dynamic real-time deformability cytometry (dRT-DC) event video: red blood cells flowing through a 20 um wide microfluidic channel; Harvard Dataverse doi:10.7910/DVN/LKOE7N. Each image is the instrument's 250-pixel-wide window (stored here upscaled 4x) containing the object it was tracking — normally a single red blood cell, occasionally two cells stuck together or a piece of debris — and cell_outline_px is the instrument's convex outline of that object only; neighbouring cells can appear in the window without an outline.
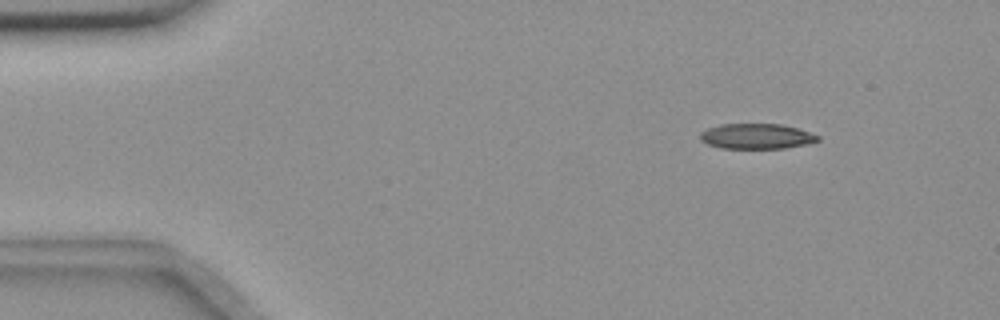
{"species": "common noctule bat (a hibernating species)", "species_latin": "Nyctalus noctula", "temperature_condition": "room temperature", "stored_images_in_passage": 55, "camera_frame_rate_fps": 3000, "um_per_image_px": 0.085, "animal": {"sex": "female", "body_mass_g": 18.4}, "frame": {"image": 1, "passage_image": 6, "time_ms": 1.667, "image_size_px": [1000, 320], "cell_outline_px": [[820, 140], [808, 144], [784, 148], [720, 148], [708, 144], [700, 140], [700, 132], [708, 128], [720, 124], [784, 124], [820, 136]], "centroid_in_image_um": [64.3, 11.58], "position_along_channel_um": 20.7, "area_um2": 17.34}}
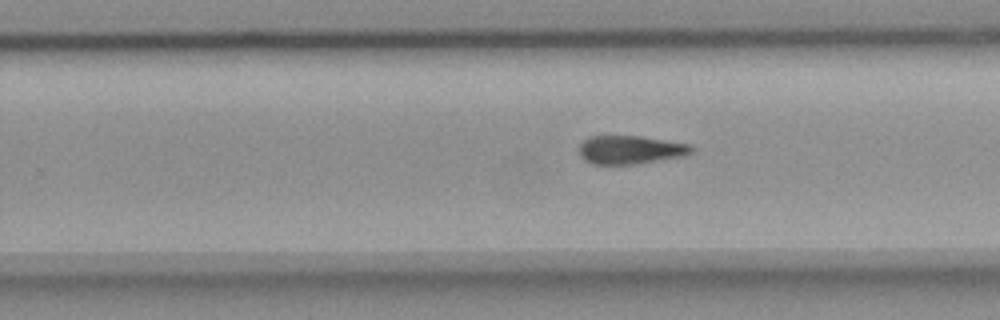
{"frame": {"image": 2, "passage_image": 34, "time_ms": 11.0, "image_size_px": [1000, 320], "cell_outline_px": [[696, 148], [692, 152], [684, 156], [632, 164], [592, 164], [584, 160], [580, 156], [580, 144], [588, 136], [640, 136], [692, 144]], "centroid_in_image_um": [53.6, 12.72], "position_along_channel_um": 276.2, "area_um2": 18.67}}
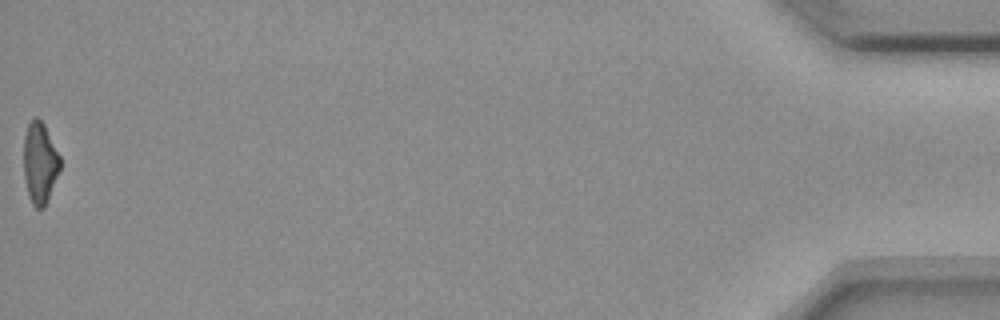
{"frame": {"image": 3, "passage_image": 55, "time_ms": 18.0, "image_size_px": [1000, 320], "cell_outline_px": [[60, 168], [44, 208], [36, 208], [32, 204], [28, 196], [24, 180], [24, 136], [28, 124], [36, 116], [44, 124], [60, 156]], "centroid_in_image_um": [3.37, 13.85], "position_along_channel_um": 431.8, "area_um2": 17.11}}